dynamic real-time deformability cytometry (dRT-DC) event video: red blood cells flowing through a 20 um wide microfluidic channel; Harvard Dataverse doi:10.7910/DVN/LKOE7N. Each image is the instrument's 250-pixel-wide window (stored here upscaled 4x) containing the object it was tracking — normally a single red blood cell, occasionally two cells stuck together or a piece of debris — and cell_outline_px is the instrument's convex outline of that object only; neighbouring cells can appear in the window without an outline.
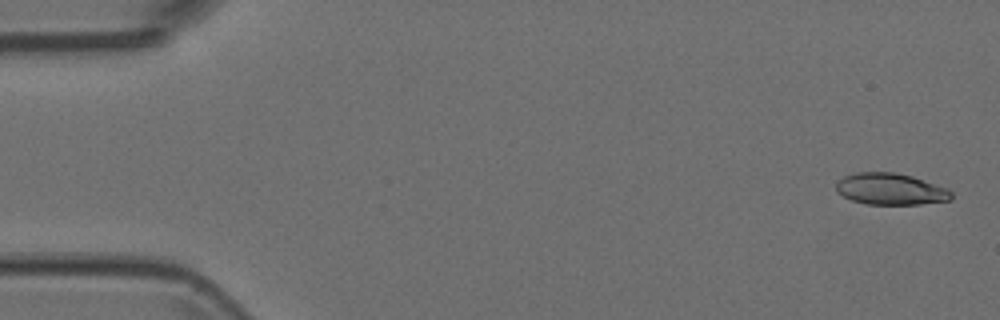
{"species": "Egyptian fruit bat (a non-hibernating species)", "species_latin": "Rousettus aegyptiacus", "temperature_condition": "room temperature", "stored_images_in_passage": 5, "camera_frame_rate_fps": 3000, "um_per_image_px": 0.085, "animal": {"sex": "female"}, "frame": {"image": 1, "passage_image": 1, "time_ms": 0.0, "image_size_px": [1000, 320], "cell_outline_px": [[952, 200], [920, 204], [864, 204], [852, 200], [836, 192], [836, 180], [844, 176], [856, 172], [896, 172], [912, 176], [948, 188], [952, 192]], "centroid_in_image_um": [75.69, 16.06], "position_along_channel_um": 9.3, "area_um2": 21.39}}
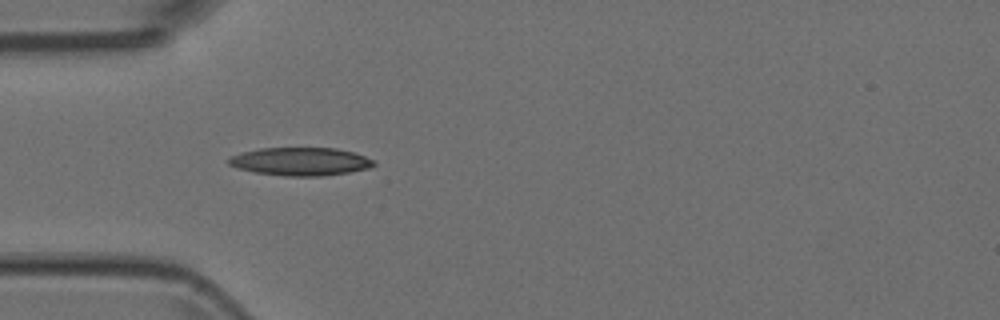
{"frame": {"image": 2, "passage_image": 5, "time_ms": 1.333, "image_size_px": [1000, 320], "cell_outline_px": [[376, 164], [368, 168], [348, 172], [320, 176], [284, 176], [256, 172], [236, 168], [228, 164], [228, 160], [232, 156], [244, 152], [260, 148], [336, 148], [352, 152], [376, 160]], "centroid_in_image_um": [25.55, 13.73], "position_along_channel_um": 59.4, "area_um2": 23.58}}